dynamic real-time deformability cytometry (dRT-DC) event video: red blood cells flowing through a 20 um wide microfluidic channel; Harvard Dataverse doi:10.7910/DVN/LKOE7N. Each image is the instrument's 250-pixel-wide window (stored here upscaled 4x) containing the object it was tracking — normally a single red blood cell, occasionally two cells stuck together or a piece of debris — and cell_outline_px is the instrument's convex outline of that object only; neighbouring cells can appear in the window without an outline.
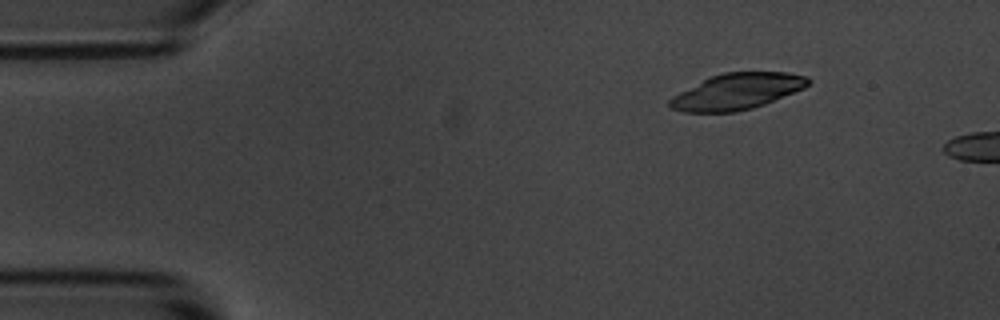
{"species": "common noctule bat (a hibernating species)", "species_latin": "Nyctalus noctula", "temperature_condition": "room temperature", "stored_images_in_passage": 4, "camera_frame_rate_fps": 3000, "um_per_image_px": 0.085, "animal": {"sex": "male", "body_mass_g": 20.1, "forearm_length_mm": 53.5}, "frame": {"image": 1, "passage_image": 2, "time_ms": 1.333, "image_size_px": [1000, 320], "cell_outline_px": [[812, 80], [804, 88], [764, 104], [752, 108], [736, 112], [684, 112], [672, 108], [668, 104], [668, 100], [672, 96], [712, 76], [724, 72], [788, 72], [808, 76]], "centroid_in_image_um": [62.67, 7.77], "position_along_channel_um": 22.3, "area_um2": 28.84}}